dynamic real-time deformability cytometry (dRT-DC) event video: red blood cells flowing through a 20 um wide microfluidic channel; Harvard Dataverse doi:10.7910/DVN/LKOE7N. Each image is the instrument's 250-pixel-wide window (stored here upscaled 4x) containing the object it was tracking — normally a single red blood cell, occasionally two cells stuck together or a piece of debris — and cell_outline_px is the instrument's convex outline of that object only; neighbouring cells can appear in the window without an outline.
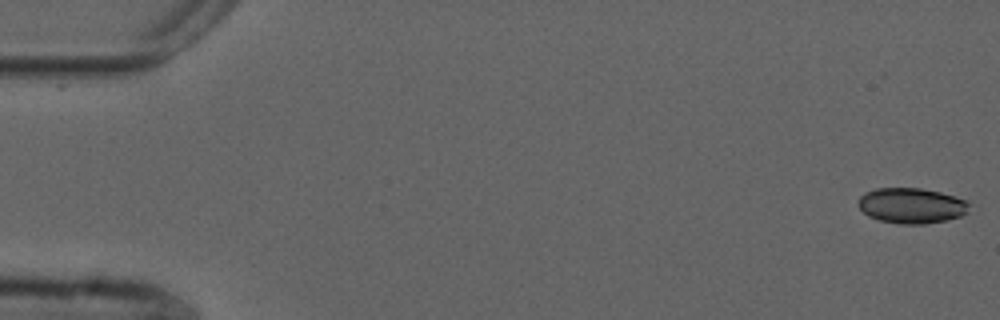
{"species": "common noctule bat (a hibernating species)", "species_latin": "Nyctalus noctula", "temperature_condition": "cold", "stored_images_in_passage": 54, "camera_frame_rate_fps": 3000, "um_per_image_px": 0.085, "animal": {"sex": "male", "forearm_length_mm": 52.5}, "frame": {"image": 1, "passage_image": 1, "time_ms": 0.0, "image_size_px": [1000, 320], "cell_outline_px": [[968, 212], [960, 216], [948, 220], [924, 224], [900, 224], [880, 220], [868, 216], [860, 208], [860, 196], [864, 192], [876, 188], [920, 188], [940, 192], [964, 200], [968, 204]], "centroid_in_image_um": [77.46, 17.48], "position_along_channel_um": 7.5, "area_um2": 22.72}}
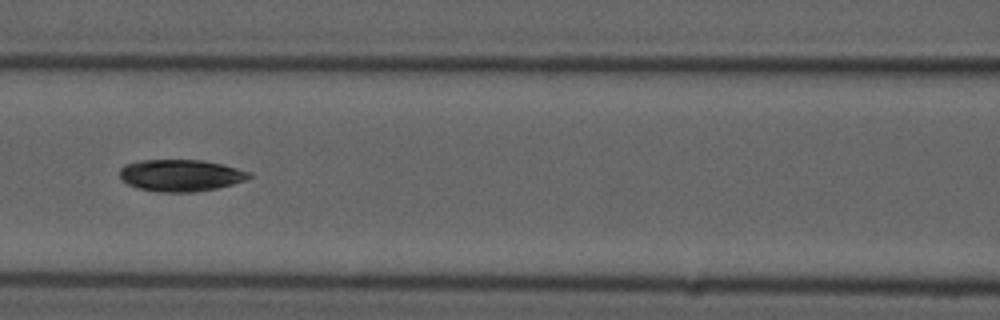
{"frame": {"image": 2, "passage_image": 24, "time_ms": 7.667, "image_size_px": [1000, 320], "cell_outline_px": [[252, 176], [244, 180], [232, 184], [216, 188], [192, 192], [160, 192], [140, 188], [128, 184], [120, 176], [120, 168], [124, 164], [136, 160], [200, 160], [224, 164], [252, 172]], "centroid_in_image_um": [15.37, 14.89], "position_along_channel_um": 151.2, "area_um2": 23.99}}
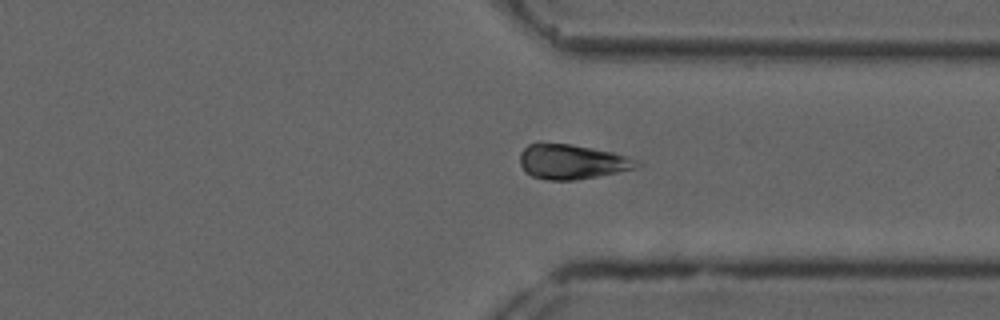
{"frame": {"image": 3, "passage_image": 41, "time_ms": 13.333, "image_size_px": [1000, 320], "cell_outline_px": [[644, 164], [640, 168], [576, 180], [548, 180], [532, 176], [524, 172], [520, 164], [520, 152], [528, 144], [540, 140], [572, 144], [632, 156], [640, 160]], "centroid_in_image_um": [48.65, 13.72], "position_along_channel_um": 362.8, "area_um2": 24.62}, "authors_computed_cell_mechanics": {"area_um2": 23.6113, "velocity_mm_per_s": 3.7379, "shape_relaxation_time_tau1_ms": 6.0354, "shape_relaxation_time_tau2_ms": null, "deformation_change_tau1": 0.0952, "deformation_change_tau2": null}}